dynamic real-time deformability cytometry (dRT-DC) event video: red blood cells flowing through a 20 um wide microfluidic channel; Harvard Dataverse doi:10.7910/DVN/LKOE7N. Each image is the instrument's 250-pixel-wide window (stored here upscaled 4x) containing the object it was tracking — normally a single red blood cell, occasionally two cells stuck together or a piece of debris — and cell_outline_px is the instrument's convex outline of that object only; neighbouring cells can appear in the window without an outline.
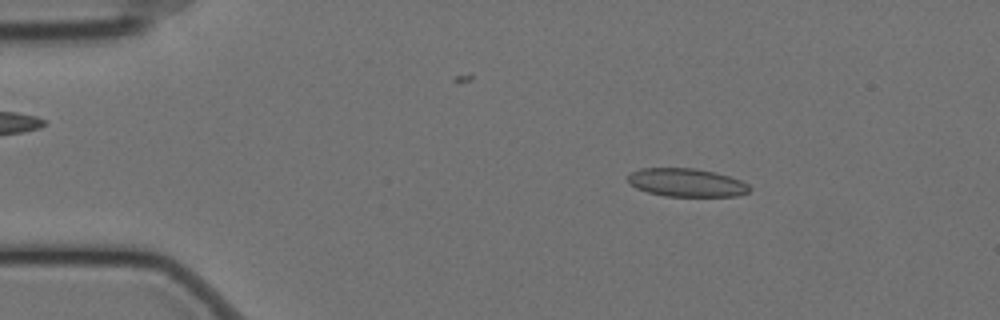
{"species": "Egyptian fruit bat (a non-hibernating species)", "species_latin": "Rousettus aegyptiacus", "temperature_condition": "cold", "stored_images_in_passage": 56, "camera_frame_rate_fps": 3000, "um_per_image_px": 0.085, "animal": {"sex": "female"}, "frame": {"image": 1, "passage_image": 7, "time_ms": 2.0, "image_size_px": [1000, 320], "cell_outline_px": [[752, 188], [748, 192], [736, 196], [664, 196], [648, 192], [636, 188], [628, 180], [628, 176], [632, 172], [640, 168], [692, 168], [716, 172], [740, 180], [748, 184]], "centroid_in_image_um": [58.37, 15.52], "position_along_channel_um": 26.6, "area_um2": 19.94}}
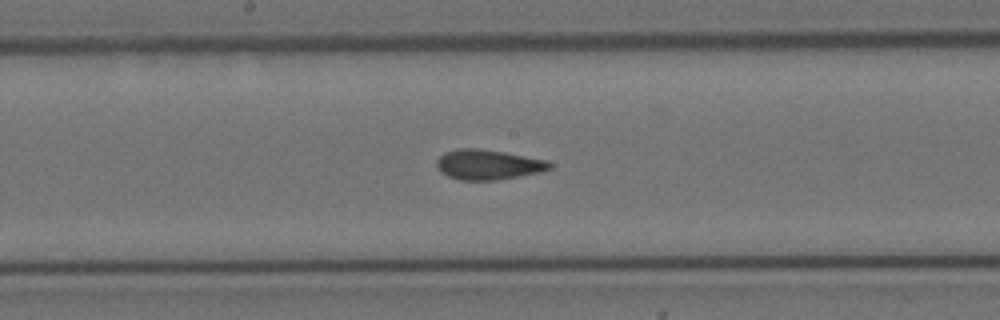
{"frame": {"image": 2, "passage_image": 28, "time_ms": 9.0, "image_size_px": [1000, 320], "cell_outline_px": [[552, 168], [540, 172], [496, 180], [460, 180], [448, 176], [440, 172], [436, 168], [436, 160], [444, 152], [456, 148], [480, 148], [504, 152], [548, 160], [552, 164]], "centroid_in_image_um": [41.46, 13.98], "position_along_channel_um": 206.7, "area_um2": 19.94}}
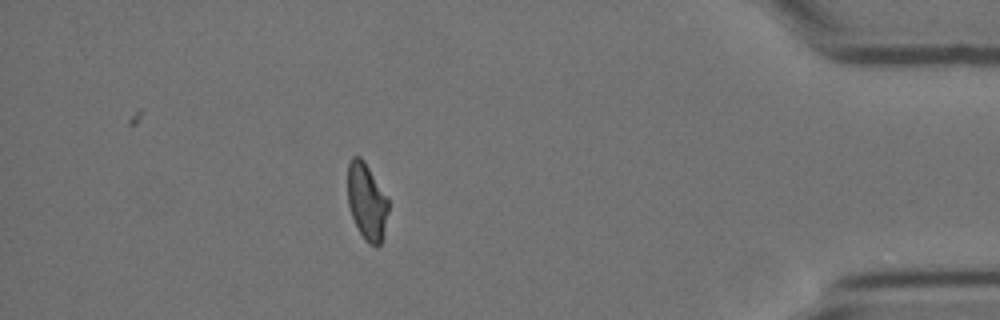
{"frame": {"image": 3, "passage_image": 49, "time_ms": 16.0, "image_size_px": [1000, 320], "cell_outline_px": [[388, 212], [380, 244], [376, 248], [368, 244], [364, 240], [352, 216], [348, 204], [348, 164], [352, 156], [360, 156], [364, 160], [388, 196]], "centroid_in_image_um": [31.18, 17.11], "position_along_channel_um": 404.0, "area_um2": 18.26}, "authors_computed_cell_mechanics": {"area_um2": 19.652, "velocity_mm_per_s": 3.4674, "shape_relaxation_time_tau1_ms": null, "shape_relaxation_time_tau2_ms": 1.4323, "deformation_change_tau1": null, "deformation_change_tau2": 0.0798}}